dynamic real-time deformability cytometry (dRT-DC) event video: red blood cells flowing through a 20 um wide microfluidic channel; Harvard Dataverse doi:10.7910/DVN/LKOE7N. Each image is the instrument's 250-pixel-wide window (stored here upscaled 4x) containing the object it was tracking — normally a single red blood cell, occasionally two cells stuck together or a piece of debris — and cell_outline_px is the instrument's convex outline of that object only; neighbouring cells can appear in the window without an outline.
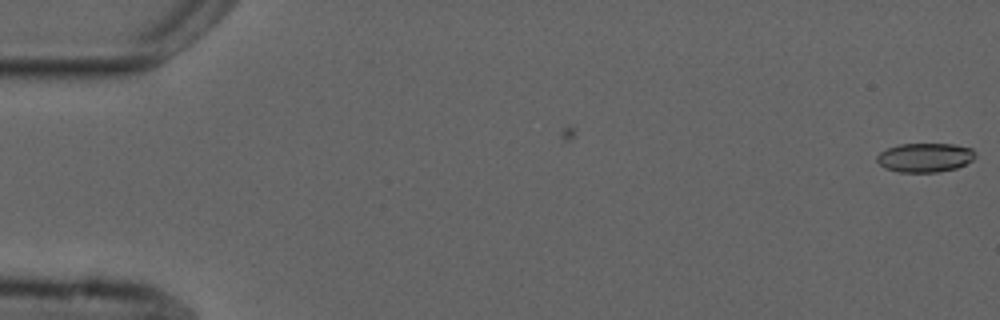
{"species": "common noctule bat (a hibernating species)", "species_latin": "Nyctalus noctula", "temperature_condition": "cold", "stored_images_in_passage": 5, "camera_frame_rate_fps": 3000, "um_per_image_px": 0.085, "animal": {"sex": "male", "forearm_length_mm": 52.5}, "frame": {"image": 1, "passage_image": 5, "time_ms": 1.333, "image_size_px": [1000, 320], "cell_outline_px": [[976, 156], [972, 160], [956, 168], [936, 172], [900, 172], [884, 168], [876, 160], [876, 156], [880, 152], [888, 148], [900, 144], [956, 144], [972, 148], [976, 152]], "centroid_in_image_um": [78.63, 13.38], "position_along_channel_um": 6.4, "area_um2": 16.7}}